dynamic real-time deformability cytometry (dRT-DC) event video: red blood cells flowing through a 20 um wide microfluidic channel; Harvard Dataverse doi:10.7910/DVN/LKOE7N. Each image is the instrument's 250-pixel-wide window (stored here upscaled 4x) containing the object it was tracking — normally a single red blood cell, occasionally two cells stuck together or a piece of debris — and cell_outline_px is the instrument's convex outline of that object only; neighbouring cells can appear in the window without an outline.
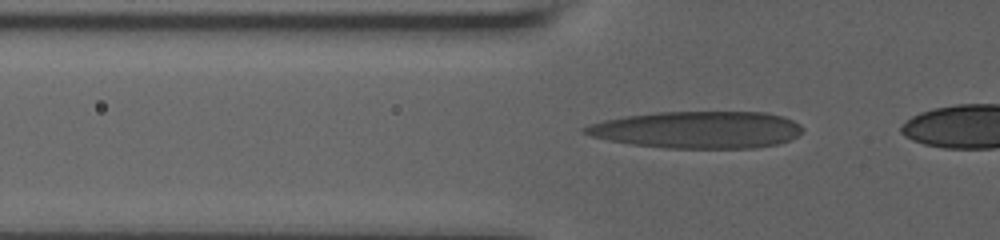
{"species": "human", "species_latin": "Homo sapiens", "temperature_condition": "room temperature", "stored_images_in_passage": 30, "camera_frame_rate_fps": 3000, "um_per_image_px": 0.085, "donor": {"sex": "male"}, "frame": {"image": 1, "passage_image": 21, "time_ms": 4.333, "image_size_px": [1000, 240], "cell_outline_px": [[804, 128], [796, 136], [788, 140], [776, 144], [756, 148], [668, 148], [632, 144], [608, 140], [592, 136], [580, 132], [580, 128], [604, 120], [624, 116], [656, 112], [768, 112], [792, 120], [800, 124]], "centroid_in_image_um": [59.27, 11.02], "position_along_channel_um": 66.5, "area_um2": 46.93}}
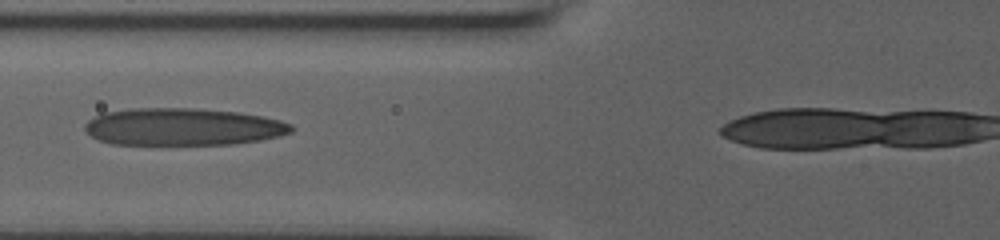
{"frame": {"image": 2, "passage_image": 29, "time_ms": 5.667, "image_size_px": [1000, 240], "cell_outline_px": [[296, 128], [292, 132], [280, 136], [260, 140], [236, 144], [112, 144], [100, 140], [92, 136], [84, 128], [84, 124], [88, 120], [104, 112], [132, 108], [196, 108], [240, 112], [264, 116], [280, 120], [292, 124]], "centroid_in_image_um": [15.6, 10.77], "position_along_channel_um": 110.2, "area_um2": 45.14}}